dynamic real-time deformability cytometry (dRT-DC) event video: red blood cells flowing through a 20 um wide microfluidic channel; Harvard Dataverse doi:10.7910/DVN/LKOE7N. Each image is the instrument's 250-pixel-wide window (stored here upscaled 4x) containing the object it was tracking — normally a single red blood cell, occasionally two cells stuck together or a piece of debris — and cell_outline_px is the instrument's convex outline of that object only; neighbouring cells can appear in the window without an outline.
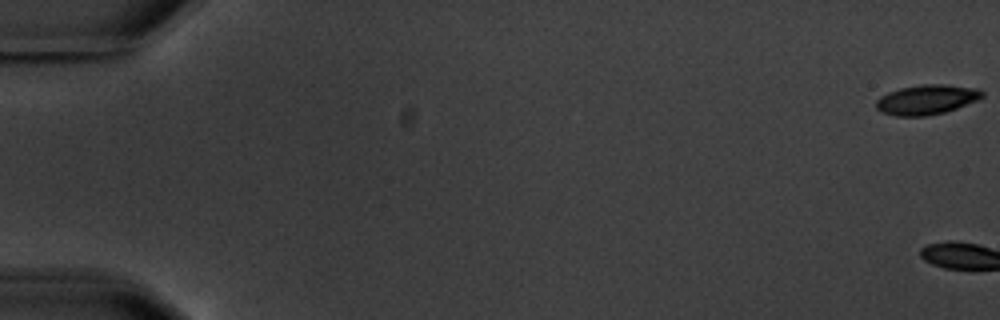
{"species": "common noctule bat (a hibernating species)", "species_latin": "Nyctalus noctula", "temperature_condition": "warm", "stored_images_in_passage": 6, "camera_frame_rate_fps": 3000, "um_per_image_px": 0.085, "animal": {"sex": "male", "body_mass_g": 20.1, "forearm_length_mm": 53.5}, "frame": {"image": 1, "passage_image": 1, "time_ms": 0.0, "image_size_px": [1000, 320], "cell_outline_px": [[984, 96], [980, 100], [944, 112], [928, 116], [896, 116], [880, 112], [876, 108], [876, 100], [880, 96], [888, 92], [900, 88], [924, 84], [944, 84], [980, 88], [984, 92]], "centroid_in_image_um": [78.79, 8.46], "position_along_channel_um": 6.2, "area_um2": 18.67}}